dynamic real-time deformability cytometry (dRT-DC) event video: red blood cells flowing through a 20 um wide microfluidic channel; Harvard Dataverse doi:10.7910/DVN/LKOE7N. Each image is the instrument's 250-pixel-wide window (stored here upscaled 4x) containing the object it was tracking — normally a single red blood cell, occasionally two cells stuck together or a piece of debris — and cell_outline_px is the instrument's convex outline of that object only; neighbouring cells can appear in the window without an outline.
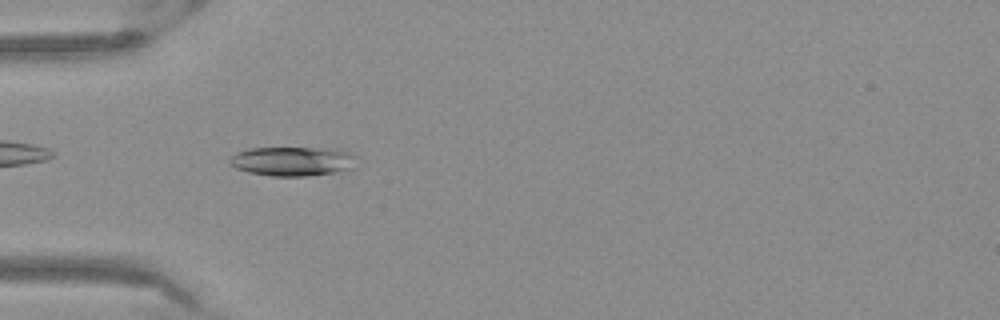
{"species": "Egyptian fruit bat (a non-hibernating species)", "species_latin": "Rousettus aegyptiacus", "temperature_condition": "warm", "stored_images_in_passage": 39, "camera_frame_rate_fps": 3000, "um_per_image_px": 0.085, "frame": {"image": 1, "passage_image": 3, "time_ms": 0.667, "image_size_px": [1000, 320], "cell_outline_px": [[356, 156], [352, 168], [332, 172], [308, 176], [272, 176], [248, 172], [236, 168], [228, 164], [228, 160], [236, 152], [252, 148], [312, 148], [348, 152]], "centroid_in_image_um": [24.78, 13.71], "position_along_channel_um": 60.2, "area_um2": 21.27}}
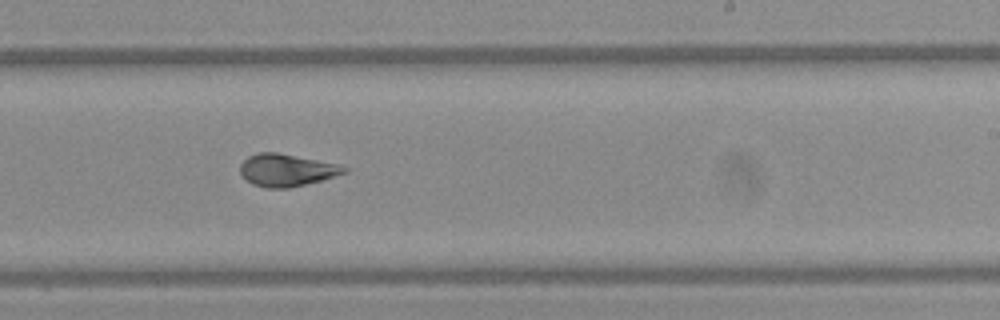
{"frame": {"image": 2, "passage_image": 19, "time_ms": 6.0, "image_size_px": [1000, 320], "cell_outline_px": [[348, 172], [320, 180], [288, 188], [264, 188], [252, 184], [240, 172], [240, 164], [248, 156], [256, 152], [276, 152], [340, 164], [348, 168]], "centroid_in_image_um": [24.35, 14.45], "position_along_channel_um": 264.6, "area_um2": 19.54}}
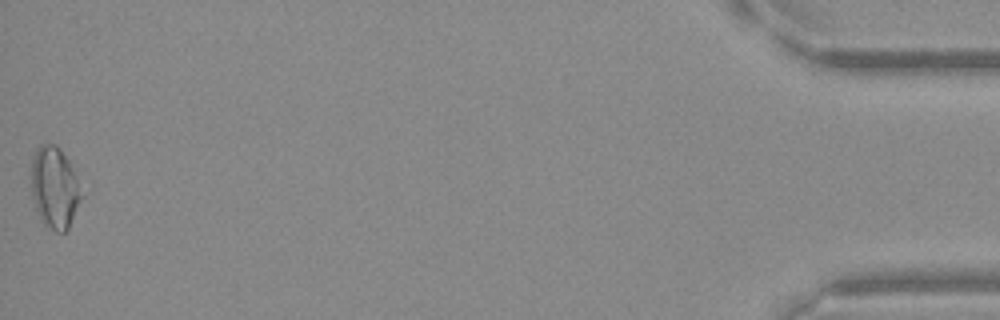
{"frame": {"image": 3, "passage_image": 39, "time_ms": 12.667, "image_size_px": [1000, 320], "cell_outline_px": [[84, 196], [68, 228], [64, 232], [56, 232], [44, 228], [36, 212], [32, 196], [32, 160], [36, 148], [40, 144], [56, 144], [60, 148], [68, 160]], "centroid_in_image_um": [4.63, 16.0], "position_along_channel_um": 430.6, "area_um2": 24.1}}